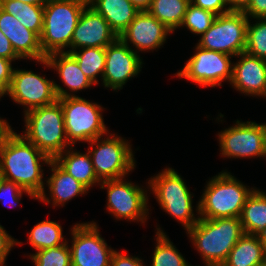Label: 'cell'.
Masks as SVG:
<instances>
[{
	"instance_id": "39",
	"label": "cell",
	"mask_w": 266,
	"mask_h": 266,
	"mask_svg": "<svg viewBox=\"0 0 266 266\" xmlns=\"http://www.w3.org/2000/svg\"><path fill=\"white\" fill-rule=\"evenodd\" d=\"M110 266H143V262L138 257H129L115 251L112 255Z\"/></svg>"
},
{
	"instance_id": "29",
	"label": "cell",
	"mask_w": 266,
	"mask_h": 266,
	"mask_svg": "<svg viewBox=\"0 0 266 266\" xmlns=\"http://www.w3.org/2000/svg\"><path fill=\"white\" fill-rule=\"evenodd\" d=\"M61 225L54 221H41L30 231L28 239L37 251L63 245ZM62 241V242H61Z\"/></svg>"
},
{
	"instance_id": "12",
	"label": "cell",
	"mask_w": 266,
	"mask_h": 266,
	"mask_svg": "<svg viewBox=\"0 0 266 266\" xmlns=\"http://www.w3.org/2000/svg\"><path fill=\"white\" fill-rule=\"evenodd\" d=\"M221 154L227 157H266V124L237 120L219 134Z\"/></svg>"
},
{
	"instance_id": "23",
	"label": "cell",
	"mask_w": 266,
	"mask_h": 266,
	"mask_svg": "<svg viewBox=\"0 0 266 266\" xmlns=\"http://www.w3.org/2000/svg\"><path fill=\"white\" fill-rule=\"evenodd\" d=\"M54 160L88 190L92 185L101 182L97 178L89 153L81 154L67 149V152L59 154Z\"/></svg>"
},
{
	"instance_id": "1",
	"label": "cell",
	"mask_w": 266,
	"mask_h": 266,
	"mask_svg": "<svg viewBox=\"0 0 266 266\" xmlns=\"http://www.w3.org/2000/svg\"><path fill=\"white\" fill-rule=\"evenodd\" d=\"M39 160L49 164L52 159L14 132L0 148V176L31 192L36 199L50 203L51 200L46 198Z\"/></svg>"
},
{
	"instance_id": "19",
	"label": "cell",
	"mask_w": 266,
	"mask_h": 266,
	"mask_svg": "<svg viewBox=\"0 0 266 266\" xmlns=\"http://www.w3.org/2000/svg\"><path fill=\"white\" fill-rule=\"evenodd\" d=\"M0 30L10 40L13 50L20 58L37 61L46 58L40 46V37L1 7Z\"/></svg>"
},
{
	"instance_id": "44",
	"label": "cell",
	"mask_w": 266,
	"mask_h": 266,
	"mask_svg": "<svg viewBox=\"0 0 266 266\" xmlns=\"http://www.w3.org/2000/svg\"><path fill=\"white\" fill-rule=\"evenodd\" d=\"M33 5H45L49 0H18Z\"/></svg>"
},
{
	"instance_id": "8",
	"label": "cell",
	"mask_w": 266,
	"mask_h": 266,
	"mask_svg": "<svg viewBox=\"0 0 266 266\" xmlns=\"http://www.w3.org/2000/svg\"><path fill=\"white\" fill-rule=\"evenodd\" d=\"M89 143L92 150H89L88 153L97 178L101 182L124 178L128 172L134 169L135 161L130 144L121 137L111 134L104 140L98 137Z\"/></svg>"
},
{
	"instance_id": "2",
	"label": "cell",
	"mask_w": 266,
	"mask_h": 266,
	"mask_svg": "<svg viewBox=\"0 0 266 266\" xmlns=\"http://www.w3.org/2000/svg\"><path fill=\"white\" fill-rule=\"evenodd\" d=\"M206 266L224 264L230 251L245 234L240 217L206 219L187 230Z\"/></svg>"
},
{
	"instance_id": "47",
	"label": "cell",
	"mask_w": 266,
	"mask_h": 266,
	"mask_svg": "<svg viewBox=\"0 0 266 266\" xmlns=\"http://www.w3.org/2000/svg\"><path fill=\"white\" fill-rule=\"evenodd\" d=\"M257 266H266V258L261 261Z\"/></svg>"
},
{
	"instance_id": "18",
	"label": "cell",
	"mask_w": 266,
	"mask_h": 266,
	"mask_svg": "<svg viewBox=\"0 0 266 266\" xmlns=\"http://www.w3.org/2000/svg\"><path fill=\"white\" fill-rule=\"evenodd\" d=\"M241 59L233 64L232 84L237 91L266 97V60L240 53Z\"/></svg>"
},
{
	"instance_id": "21",
	"label": "cell",
	"mask_w": 266,
	"mask_h": 266,
	"mask_svg": "<svg viewBox=\"0 0 266 266\" xmlns=\"http://www.w3.org/2000/svg\"><path fill=\"white\" fill-rule=\"evenodd\" d=\"M119 37L140 12L129 0H94L91 6Z\"/></svg>"
},
{
	"instance_id": "20",
	"label": "cell",
	"mask_w": 266,
	"mask_h": 266,
	"mask_svg": "<svg viewBox=\"0 0 266 266\" xmlns=\"http://www.w3.org/2000/svg\"><path fill=\"white\" fill-rule=\"evenodd\" d=\"M58 71L62 82L71 90L78 91L93 85V82L82 72L76 59L68 52L49 54L45 59L37 61Z\"/></svg>"
},
{
	"instance_id": "6",
	"label": "cell",
	"mask_w": 266,
	"mask_h": 266,
	"mask_svg": "<svg viewBox=\"0 0 266 266\" xmlns=\"http://www.w3.org/2000/svg\"><path fill=\"white\" fill-rule=\"evenodd\" d=\"M64 116V126L69 143L76 141L89 142L108 131L100 111L102 107L91 103L79 96H66L59 98Z\"/></svg>"
},
{
	"instance_id": "35",
	"label": "cell",
	"mask_w": 266,
	"mask_h": 266,
	"mask_svg": "<svg viewBox=\"0 0 266 266\" xmlns=\"http://www.w3.org/2000/svg\"><path fill=\"white\" fill-rule=\"evenodd\" d=\"M12 60L0 57V97L7 94L14 69L11 67Z\"/></svg>"
},
{
	"instance_id": "33",
	"label": "cell",
	"mask_w": 266,
	"mask_h": 266,
	"mask_svg": "<svg viewBox=\"0 0 266 266\" xmlns=\"http://www.w3.org/2000/svg\"><path fill=\"white\" fill-rule=\"evenodd\" d=\"M30 256L35 266H72L71 252L67 241L63 245L39 250Z\"/></svg>"
},
{
	"instance_id": "31",
	"label": "cell",
	"mask_w": 266,
	"mask_h": 266,
	"mask_svg": "<svg viewBox=\"0 0 266 266\" xmlns=\"http://www.w3.org/2000/svg\"><path fill=\"white\" fill-rule=\"evenodd\" d=\"M257 23L248 21L246 47L247 54L266 60V18H258Z\"/></svg>"
},
{
	"instance_id": "27",
	"label": "cell",
	"mask_w": 266,
	"mask_h": 266,
	"mask_svg": "<svg viewBox=\"0 0 266 266\" xmlns=\"http://www.w3.org/2000/svg\"><path fill=\"white\" fill-rule=\"evenodd\" d=\"M190 0H152L147 10L172 32L182 24Z\"/></svg>"
},
{
	"instance_id": "13",
	"label": "cell",
	"mask_w": 266,
	"mask_h": 266,
	"mask_svg": "<svg viewBox=\"0 0 266 266\" xmlns=\"http://www.w3.org/2000/svg\"><path fill=\"white\" fill-rule=\"evenodd\" d=\"M71 233L72 266H110L115 250L107 247L95 222L75 224Z\"/></svg>"
},
{
	"instance_id": "46",
	"label": "cell",
	"mask_w": 266,
	"mask_h": 266,
	"mask_svg": "<svg viewBox=\"0 0 266 266\" xmlns=\"http://www.w3.org/2000/svg\"><path fill=\"white\" fill-rule=\"evenodd\" d=\"M260 237L261 243L264 248V253L266 256V230H264L261 234L258 235Z\"/></svg>"
},
{
	"instance_id": "3",
	"label": "cell",
	"mask_w": 266,
	"mask_h": 266,
	"mask_svg": "<svg viewBox=\"0 0 266 266\" xmlns=\"http://www.w3.org/2000/svg\"><path fill=\"white\" fill-rule=\"evenodd\" d=\"M26 130L22 135L41 152L55 159L71 144L64 126V116L60 102L38 107L25 112Z\"/></svg>"
},
{
	"instance_id": "9",
	"label": "cell",
	"mask_w": 266,
	"mask_h": 266,
	"mask_svg": "<svg viewBox=\"0 0 266 266\" xmlns=\"http://www.w3.org/2000/svg\"><path fill=\"white\" fill-rule=\"evenodd\" d=\"M248 19L244 12L230 11L217 15L197 45L230 56L243 53L246 47Z\"/></svg>"
},
{
	"instance_id": "26",
	"label": "cell",
	"mask_w": 266,
	"mask_h": 266,
	"mask_svg": "<svg viewBox=\"0 0 266 266\" xmlns=\"http://www.w3.org/2000/svg\"><path fill=\"white\" fill-rule=\"evenodd\" d=\"M0 7L15 16L27 29L41 36L44 5H33L18 0H0Z\"/></svg>"
},
{
	"instance_id": "48",
	"label": "cell",
	"mask_w": 266,
	"mask_h": 266,
	"mask_svg": "<svg viewBox=\"0 0 266 266\" xmlns=\"http://www.w3.org/2000/svg\"><path fill=\"white\" fill-rule=\"evenodd\" d=\"M210 266H225L224 264H220V265H210Z\"/></svg>"
},
{
	"instance_id": "5",
	"label": "cell",
	"mask_w": 266,
	"mask_h": 266,
	"mask_svg": "<svg viewBox=\"0 0 266 266\" xmlns=\"http://www.w3.org/2000/svg\"><path fill=\"white\" fill-rule=\"evenodd\" d=\"M84 8L80 3L65 0H49L44 5L40 46L45 56L70 48L74 29Z\"/></svg>"
},
{
	"instance_id": "4",
	"label": "cell",
	"mask_w": 266,
	"mask_h": 266,
	"mask_svg": "<svg viewBox=\"0 0 266 266\" xmlns=\"http://www.w3.org/2000/svg\"><path fill=\"white\" fill-rule=\"evenodd\" d=\"M254 191L246 188L227 172L214 176L207 184L197 210L200 218L218 219L240 217L242 208Z\"/></svg>"
},
{
	"instance_id": "15",
	"label": "cell",
	"mask_w": 266,
	"mask_h": 266,
	"mask_svg": "<svg viewBox=\"0 0 266 266\" xmlns=\"http://www.w3.org/2000/svg\"><path fill=\"white\" fill-rule=\"evenodd\" d=\"M105 56L102 80L107 88L121 89L130 78L141 71L142 61L139 55L119 38L105 48Z\"/></svg>"
},
{
	"instance_id": "38",
	"label": "cell",
	"mask_w": 266,
	"mask_h": 266,
	"mask_svg": "<svg viewBox=\"0 0 266 266\" xmlns=\"http://www.w3.org/2000/svg\"><path fill=\"white\" fill-rule=\"evenodd\" d=\"M247 17L254 19L266 18V0H250L248 7L243 11Z\"/></svg>"
},
{
	"instance_id": "49",
	"label": "cell",
	"mask_w": 266,
	"mask_h": 266,
	"mask_svg": "<svg viewBox=\"0 0 266 266\" xmlns=\"http://www.w3.org/2000/svg\"><path fill=\"white\" fill-rule=\"evenodd\" d=\"M5 262H0V266H4Z\"/></svg>"
},
{
	"instance_id": "43",
	"label": "cell",
	"mask_w": 266,
	"mask_h": 266,
	"mask_svg": "<svg viewBox=\"0 0 266 266\" xmlns=\"http://www.w3.org/2000/svg\"><path fill=\"white\" fill-rule=\"evenodd\" d=\"M139 11H147L152 0H129Z\"/></svg>"
},
{
	"instance_id": "24",
	"label": "cell",
	"mask_w": 266,
	"mask_h": 266,
	"mask_svg": "<svg viewBox=\"0 0 266 266\" xmlns=\"http://www.w3.org/2000/svg\"><path fill=\"white\" fill-rule=\"evenodd\" d=\"M240 221L245 234L259 235L266 230V193L254 188L242 208Z\"/></svg>"
},
{
	"instance_id": "16",
	"label": "cell",
	"mask_w": 266,
	"mask_h": 266,
	"mask_svg": "<svg viewBox=\"0 0 266 266\" xmlns=\"http://www.w3.org/2000/svg\"><path fill=\"white\" fill-rule=\"evenodd\" d=\"M118 39L116 33L111 29L102 15L98 14L92 7H85L82 11L76 28L72 35L70 48L100 47L106 48Z\"/></svg>"
},
{
	"instance_id": "34",
	"label": "cell",
	"mask_w": 266,
	"mask_h": 266,
	"mask_svg": "<svg viewBox=\"0 0 266 266\" xmlns=\"http://www.w3.org/2000/svg\"><path fill=\"white\" fill-rule=\"evenodd\" d=\"M22 192L27 193L32 198H36L31 192L22 189L18 184L5 180L0 176V201L4 205L7 204L8 200V202L10 201L13 204L12 207H14L21 199Z\"/></svg>"
},
{
	"instance_id": "28",
	"label": "cell",
	"mask_w": 266,
	"mask_h": 266,
	"mask_svg": "<svg viewBox=\"0 0 266 266\" xmlns=\"http://www.w3.org/2000/svg\"><path fill=\"white\" fill-rule=\"evenodd\" d=\"M82 50L70 51L69 53L76 59L82 72L93 82L97 84V76H103L105 70V48L86 47Z\"/></svg>"
},
{
	"instance_id": "32",
	"label": "cell",
	"mask_w": 266,
	"mask_h": 266,
	"mask_svg": "<svg viewBox=\"0 0 266 266\" xmlns=\"http://www.w3.org/2000/svg\"><path fill=\"white\" fill-rule=\"evenodd\" d=\"M216 14L189 3L181 26H186L192 33L203 35L212 25Z\"/></svg>"
},
{
	"instance_id": "40",
	"label": "cell",
	"mask_w": 266,
	"mask_h": 266,
	"mask_svg": "<svg viewBox=\"0 0 266 266\" xmlns=\"http://www.w3.org/2000/svg\"><path fill=\"white\" fill-rule=\"evenodd\" d=\"M0 57L10 60L21 59L13 50L10 40L0 30Z\"/></svg>"
},
{
	"instance_id": "11",
	"label": "cell",
	"mask_w": 266,
	"mask_h": 266,
	"mask_svg": "<svg viewBox=\"0 0 266 266\" xmlns=\"http://www.w3.org/2000/svg\"><path fill=\"white\" fill-rule=\"evenodd\" d=\"M196 53L188 60L184 68L177 73L180 78H186L203 87L221 86L223 80L231 82L233 56L203 49L196 45Z\"/></svg>"
},
{
	"instance_id": "17",
	"label": "cell",
	"mask_w": 266,
	"mask_h": 266,
	"mask_svg": "<svg viewBox=\"0 0 266 266\" xmlns=\"http://www.w3.org/2000/svg\"><path fill=\"white\" fill-rule=\"evenodd\" d=\"M170 32L148 11H140L118 38L126 45L133 43L137 50H154L163 45Z\"/></svg>"
},
{
	"instance_id": "42",
	"label": "cell",
	"mask_w": 266,
	"mask_h": 266,
	"mask_svg": "<svg viewBox=\"0 0 266 266\" xmlns=\"http://www.w3.org/2000/svg\"><path fill=\"white\" fill-rule=\"evenodd\" d=\"M250 0H226L230 11L243 12L249 5Z\"/></svg>"
},
{
	"instance_id": "36",
	"label": "cell",
	"mask_w": 266,
	"mask_h": 266,
	"mask_svg": "<svg viewBox=\"0 0 266 266\" xmlns=\"http://www.w3.org/2000/svg\"><path fill=\"white\" fill-rule=\"evenodd\" d=\"M190 3L204 10L211 11L216 15L230 12L228 7L224 8L227 6L226 0H190Z\"/></svg>"
},
{
	"instance_id": "22",
	"label": "cell",
	"mask_w": 266,
	"mask_h": 266,
	"mask_svg": "<svg viewBox=\"0 0 266 266\" xmlns=\"http://www.w3.org/2000/svg\"><path fill=\"white\" fill-rule=\"evenodd\" d=\"M53 172L47 183L53 205H62L76 195L87 193L88 189L66 172L54 159L48 164Z\"/></svg>"
},
{
	"instance_id": "25",
	"label": "cell",
	"mask_w": 266,
	"mask_h": 266,
	"mask_svg": "<svg viewBox=\"0 0 266 266\" xmlns=\"http://www.w3.org/2000/svg\"><path fill=\"white\" fill-rule=\"evenodd\" d=\"M266 258L258 235L244 234L230 251L225 266H257Z\"/></svg>"
},
{
	"instance_id": "14",
	"label": "cell",
	"mask_w": 266,
	"mask_h": 266,
	"mask_svg": "<svg viewBox=\"0 0 266 266\" xmlns=\"http://www.w3.org/2000/svg\"><path fill=\"white\" fill-rule=\"evenodd\" d=\"M100 185L102 189L107 188V209L117 219L139 220L142 223L148 219V196L142 188L123 181V178L105 180Z\"/></svg>"
},
{
	"instance_id": "37",
	"label": "cell",
	"mask_w": 266,
	"mask_h": 266,
	"mask_svg": "<svg viewBox=\"0 0 266 266\" xmlns=\"http://www.w3.org/2000/svg\"><path fill=\"white\" fill-rule=\"evenodd\" d=\"M15 244H21V242L13 239L7 231L4 230V227L0 225V262H5L6 256Z\"/></svg>"
},
{
	"instance_id": "41",
	"label": "cell",
	"mask_w": 266,
	"mask_h": 266,
	"mask_svg": "<svg viewBox=\"0 0 266 266\" xmlns=\"http://www.w3.org/2000/svg\"><path fill=\"white\" fill-rule=\"evenodd\" d=\"M11 126L7 121L0 119V148L6 143L7 139L13 134Z\"/></svg>"
},
{
	"instance_id": "30",
	"label": "cell",
	"mask_w": 266,
	"mask_h": 266,
	"mask_svg": "<svg viewBox=\"0 0 266 266\" xmlns=\"http://www.w3.org/2000/svg\"><path fill=\"white\" fill-rule=\"evenodd\" d=\"M157 231V246L153 253L151 266H190L165 233L160 228H157Z\"/></svg>"
},
{
	"instance_id": "45",
	"label": "cell",
	"mask_w": 266,
	"mask_h": 266,
	"mask_svg": "<svg viewBox=\"0 0 266 266\" xmlns=\"http://www.w3.org/2000/svg\"><path fill=\"white\" fill-rule=\"evenodd\" d=\"M65 1H73L82 4L85 7H91L94 0H65Z\"/></svg>"
},
{
	"instance_id": "10",
	"label": "cell",
	"mask_w": 266,
	"mask_h": 266,
	"mask_svg": "<svg viewBox=\"0 0 266 266\" xmlns=\"http://www.w3.org/2000/svg\"><path fill=\"white\" fill-rule=\"evenodd\" d=\"M13 101L27 106V110L50 105L59 98L71 95L54 81L26 70H14L7 92Z\"/></svg>"
},
{
	"instance_id": "7",
	"label": "cell",
	"mask_w": 266,
	"mask_h": 266,
	"mask_svg": "<svg viewBox=\"0 0 266 266\" xmlns=\"http://www.w3.org/2000/svg\"><path fill=\"white\" fill-rule=\"evenodd\" d=\"M148 182L165 212L180 221L186 231L199 220L194 217L192 195L182 177L172 168H166Z\"/></svg>"
}]
</instances>
